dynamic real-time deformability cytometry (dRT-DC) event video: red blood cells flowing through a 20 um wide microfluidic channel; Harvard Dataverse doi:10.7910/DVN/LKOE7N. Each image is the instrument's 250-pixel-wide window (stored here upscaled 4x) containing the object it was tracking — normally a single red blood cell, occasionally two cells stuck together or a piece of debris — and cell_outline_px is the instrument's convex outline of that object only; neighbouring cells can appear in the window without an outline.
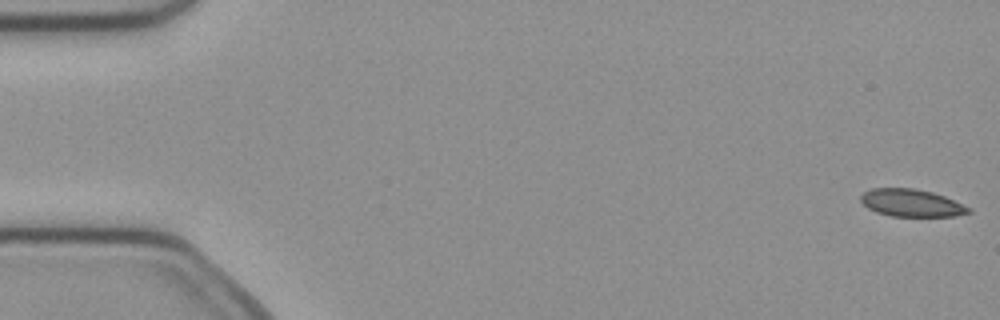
{"species": "common noctule bat (a hibernating species)", "species_latin": "Nyctalus noctula", "temperature_condition": "cold", "stored_images_in_passage": 51, "camera_frame_rate_fps": 3000, "um_per_image_px": 0.085, "animal": {"sex": "female", "body_mass_g": 21.9}, "frame": {"image": 1, "passage_image": 1, "time_ms": 0.0, "image_size_px": [1000, 320], "cell_outline_px": [[972, 212], [956, 216], [892, 216], [876, 212], [868, 208], [860, 200], [860, 196], [864, 192], [872, 188], [912, 188], [932, 192], [944, 196], [972, 208]], "centroid_in_image_um": [77.49, 17.25], "position_along_channel_um": 7.5, "area_um2": 17.22}}
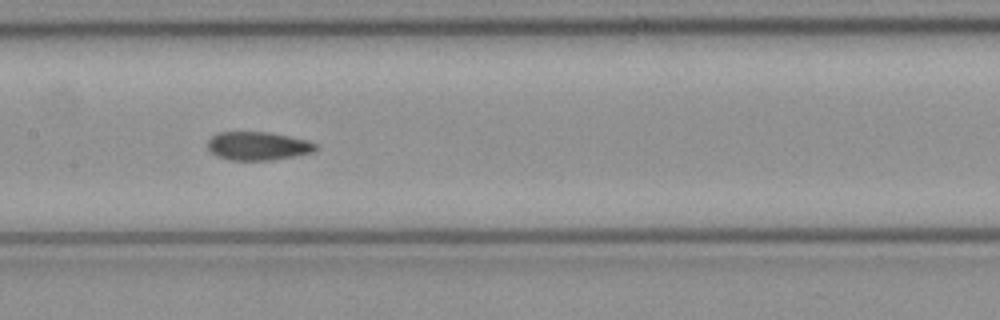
{"frame": {"image": 2, "passage_image": 25, "time_ms": 8.0, "image_size_px": [1000, 320], "cell_outline_px": [[320, 148], [312, 152], [296, 156], [272, 160], [228, 160], [216, 156], [208, 148], [208, 140], [212, 136], [220, 132], [268, 132], [308, 140], [316, 144]], "centroid_in_image_um": [21.94, 12.41], "position_along_channel_um": 185.5, "area_um2": 17.98}}
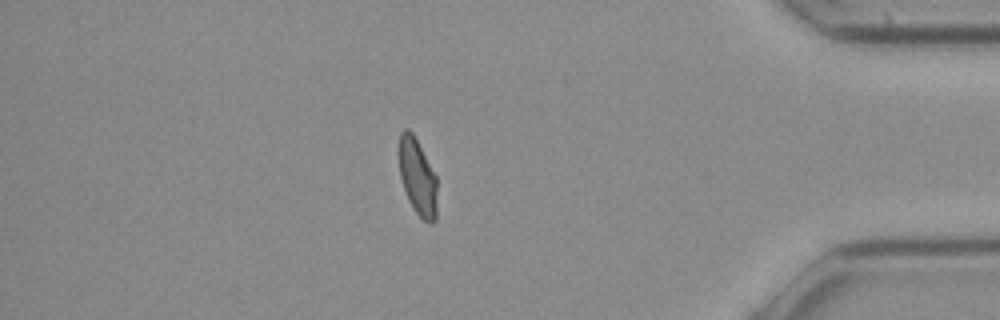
{"frame": {"image": 3, "passage_image": 44, "time_ms": 14.333, "image_size_px": [1000, 320], "cell_outline_px": [[436, 220], [432, 224], [428, 224], [416, 212], [408, 200], [400, 176], [396, 152], [400, 132], [404, 128], [408, 128], [412, 132], [436, 176]], "centroid_in_image_um": [35.44, 15.0], "position_along_channel_um": 399.8, "area_um2": 17.28}, "authors_computed_cell_mechanics": {"area_um2": 18.3226, "velocity_mm_per_s": 4.0164, "shape_relaxation_time_tau1_ms": null, "shape_relaxation_time_tau2_ms": 1.4325, "deformation_change_tau1": null, "deformation_change_tau2": 0.0533}}